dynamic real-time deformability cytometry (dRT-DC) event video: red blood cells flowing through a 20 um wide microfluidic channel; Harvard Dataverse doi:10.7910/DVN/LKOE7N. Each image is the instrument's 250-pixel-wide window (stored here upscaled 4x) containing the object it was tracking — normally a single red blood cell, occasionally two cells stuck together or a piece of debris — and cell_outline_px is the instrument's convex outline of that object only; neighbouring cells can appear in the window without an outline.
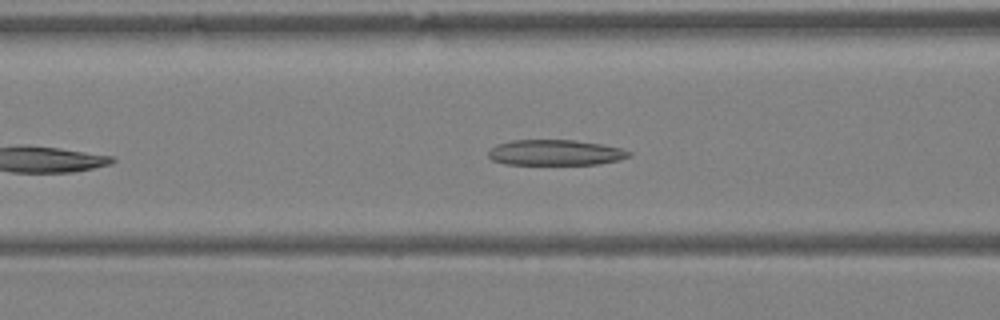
{"species": "Egyptian fruit bat (a non-hibernating species)", "species_latin": "Rousettus aegyptiacus", "temperature_condition": "warm", "stored_images_in_passage": 30, "camera_frame_rate_fps": 3000, "um_per_image_px": 0.085, "animal": {"sex": "female"}, "frame": {"image": 1, "passage_image": 8, "time_ms": 2.333, "image_size_px": [1000, 320], "cell_outline_px": [[632, 156], [620, 160], [600, 164], [504, 164], [492, 160], [488, 156], [488, 152], [496, 144], [512, 140], [572, 140], [600, 144], [620, 148], [632, 152]], "centroid_in_image_um": [47.21, 12.97], "position_along_channel_um": 119.4, "area_um2": 20.98}}
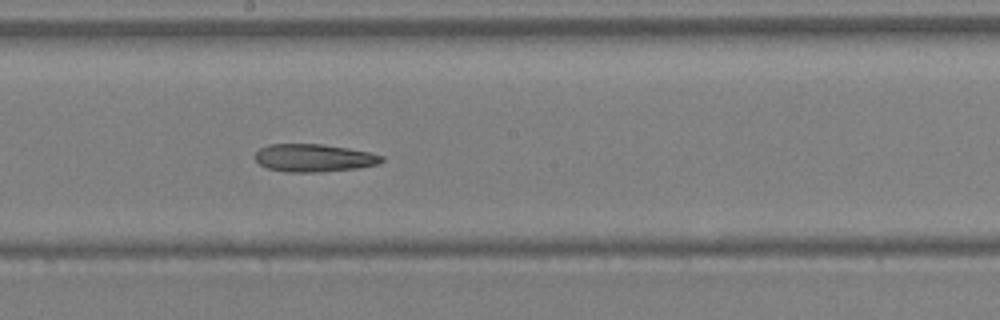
{"frame": {"image": 2, "passage_image": 14, "time_ms": 4.333, "image_size_px": [1000, 320], "cell_outline_px": [[384, 160], [380, 164], [360, 168], [320, 172], [284, 172], [268, 168], [260, 164], [256, 160], [256, 152], [260, 148], [268, 144], [320, 144], [348, 148], [368, 152], [384, 156]], "centroid_in_image_um": [26.71, 13.43], "position_along_channel_um": 221.5, "area_um2": 20.58}}
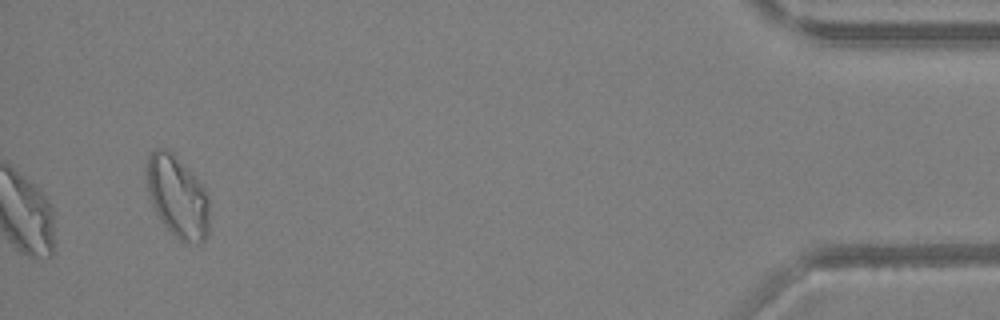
{"frame": {"image": 3, "passage_image": 30, "time_ms": 9.667, "image_size_px": [1000, 320], "cell_outline_px": [[208, 236], [200, 244], [196, 244], [180, 240], [160, 220], [152, 204], [148, 192], [148, 156], [156, 148], [168, 148], [204, 184], [208, 196]], "centroid_in_image_um": [15.13, 16.71], "position_along_channel_um": 420.1, "area_um2": 29.82}}